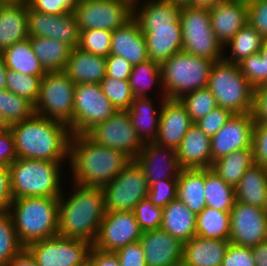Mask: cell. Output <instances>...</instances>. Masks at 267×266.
I'll use <instances>...</instances> for the list:
<instances>
[{
	"label": "cell",
	"instance_id": "cell-1",
	"mask_svg": "<svg viewBox=\"0 0 267 266\" xmlns=\"http://www.w3.org/2000/svg\"><path fill=\"white\" fill-rule=\"evenodd\" d=\"M18 158L62 162L69 157V126L34 114L10 128Z\"/></svg>",
	"mask_w": 267,
	"mask_h": 266
},
{
	"label": "cell",
	"instance_id": "cell-2",
	"mask_svg": "<svg viewBox=\"0 0 267 266\" xmlns=\"http://www.w3.org/2000/svg\"><path fill=\"white\" fill-rule=\"evenodd\" d=\"M68 158L77 185L101 188L131 161L122 151L98 145L86 135L77 134H71Z\"/></svg>",
	"mask_w": 267,
	"mask_h": 266
},
{
	"label": "cell",
	"instance_id": "cell-3",
	"mask_svg": "<svg viewBox=\"0 0 267 266\" xmlns=\"http://www.w3.org/2000/svg\"><path fill=\"white\" fill-rule=\"evenodd\" d=\"M75 184L74 194L64 200L59 197L58 235L94 243L106 213L101 187Z\"/></svg>",
	"mask_w": 267,
	"mask_h": 266
},
{
	"label": "cell",
	"instance_id": "cell-4",
	"mask_svg": "<svg viewBox=\"0 0 267 266\" xmlns=\"http://www.w3.org/2000/svg\"><path fill=\"white\" fill-rule=\"evenodd\" d=\"M16 235L26 248L33 242L58 235L59 198L24 197L9 207Z\"/></svg>",
	"mask_w": 267,
	"mask_h": 266
},
{
	"label": "cell",
	"instance_id": "cell-5",
	"mask_svg": "<svg viewBox=\"0 0 267 266\" xmlns=\"http://www.w3.org/2000/svg\"><path fill=\"white\" fill-rule=\"evenodd\" d=\"M60 162L17 158L10 166L13 199L24 197H57L60 186Z\"/></svg>",
	"mask_w": 267,
	"mask_h": 266
},
{
	"label": "cell",
	"instance_id": "cell-6",
	"mask_svg": "<svg viewBox=\"0 0 267 266\" xmlns=\"http://www.w3.org/2000/svg\"><path fill=\"white\" fill-rule=\"evenodd\" d=\"M215 62L180 51L160 64L162 82L167 99H179L184 94L207 87Z\"/></svg>",
	"mask_w": 267,
	"mask_h": 266
},
{
	"label": "cell",
	"instance_id": "cell-7",
	"mask_svg": "<svg viewBox=\"0 0 267 266\" xmlns=\"http://www.w3.org/2000/svg\"><path fill=\"white\" fill-rule=\"evenodd\" d=\"M207 88L214 95L217 105L233 114L253 112L254 87L241 73L238 64L224 59L213 64Z\"/></svg>",
	"mask_w": 267,
	"mask_h": 266
},
{
	"label": "cell",
	"instance_id": "cell-8",
	"mask_svg": "<svg viewBox=\"0 0 267 266\" xmlns=\"http://www.w3.org/2000/svg\"><path fill=\"white\" fill-rule=\"evenodd\" d=\"M179 19L182 31V51L212 60H223V45L211 27L208 8L181 5Z\"/></svg>",
	"mask_w": 267,
	"mask_h": 266
},
{
	"label": "cell",
	"instance_id": "cell-9",
	"mask_svg": "<svg viewBox=\"0 0 267 266\" xmlns=\"http://www.w3.org/2000/svg\"><path fill=\"white\" fill-rule=\"evenodd\" d=\"M75 87L64 71L46 72L41 78L35 114L70 126L73 123Z\"/></svg>",
	"mask_w": 267,
	"mask_h": 266
},
{
	"label": "cell",
	"instance_id": "cell-10",
	"mask_svg": "<svg viewBox=\"0 0 267 266\" xmlns=\"http://www.w3.org/2000/svg\"><path fill=\"white\" fill-rule=\"evenodd\" d=\"M117 109L104 95L100 84H76L71 134L85 135L94 126L108 120Z\"/></svg>",
	"mask_w": 267,
	"mask_h": 266
},
{
	"label": "cell",
	"instance_id": "cell-11",
	"mask_svg": "<svg viewBox=\"0 0 267 266\" xmlns=\"http://www.w3.org/2000/svg\"><path fill=\"white\" fill-rule=\"evenodd\" d=\"M102 190L106 211H133L142 199L147 198L149 185L141 167L131 160Z\"/></svg>",
	"mask_w": 267,
	"mask_h": 266
},
{
	"label": "cell",
	"instance_id": "cell-12",
	"mask_svg": "<svg viewBox=\"0 0 267 266\" xmlns=\"http://www.w3.org/2000/svg\"><path fill=\"white\" fill-rule=\"evenodd\" d=\"M93 244L82 239L54 236L31 243L26 249L38 266H84Z\"/></svg>",
	"mask_w": 267,
	"mask_h": 266
},
{
	"label": "cell",
	"instance_id": "cell-13",
	"mask_svg": "<svg viewBox=\"0 0 267 266\" xmlns=\"http://www.w3.org/2000/svg\"><path fill=\"white\" fill-rule=\"evenodd\" d=\"M74 15L80 31H114L133 18V4L127 0H84L78 3Z\"/></svg>",
	"mask_w": 267,
	"mask_h": 266
},
{
	"label": "cell",
	"instance_id": "cell-14",
	"mask_svg": "<svg viewBox=\"0 0 267 266\" xmlns=\"http://www.w3.org/2000/svg\"><path fill=\"white\" fill-rule=\"evenodd\" d=\"M85 135L98 145L122 151L131 160L139 155L144 145L127 111L117 110L108 120L94 126Z\"/></svg>",
	"mask_w": 267,
	"mask_h": 266
},
{
	"label": "cell",
	"instance_id": "cell-15",
	"mask_svg": "<svg viewBox=\"0 0 267 266\" xmlns=\"http://www.w3.org/2000/svg\"><path fill=\"white\" fill-rule=\"evenodd\" d=\"M134 211H106L93 247L104 252H116L127 244L140 241Z\"/></svg>",
	"mask_w": 267,
	"mask_h": 266
},
{
	"label": "cell",
	"instance_id": "cell-16",
	"mask_svg": "<svg viewBox=\"0 0 267 266\" xmlns=\"http://www.w3.org/2000/svg\"><path fill=\"white\" fill-rule=\"evenodd\" d=\"M267 240V209L235 201L230 211L229 242L253 247Z\"/></svg>",
	"mask_w": 267,
	"mask_h": 266
},
{
	"label": "cell",
	"instance_id": "cell-17",
	"mask_svg": "<svg viewBox=\"0 0 267 266\" xmlns=\"http://www.w3.org/2000/svg\"><path fill=\"white\" fill-rule=\"evenodd\" d=\"M28 35L56 39L74 49L78 47L80 29L74 12L50 15L28 5Z\"/></svg>",
	"mask_w": 267,
	"mask_h": 266
},
{
	"label": "cell",
	"instance_id": "cell-18",
	"mask_svg": "<svg viewBox=\"0 0 267 266\" xmlns=\"http://www.w3.org/2000/svg\"><path fill=\"white\" fill-rule=\"evenodd\" d=\"M253 113L233 114L227 123L211 137L212 162L234 151L252 148Z\"/></svg>",
	"mask_w": 267,
	"mask_h": 266
},
{
	"label": "cell",
	"instance_id": "cell-19",
	"mask_svg": "<svg viewBox=\"0 0 267 266\" xmlns=\"http://www.w3.org/2000/svg\"><path fill=\"white\" fill-rule=\"evenodd\" d=\"M134 160L143 170L149 186L161 180H177L182 170L176 150L154 141L145 142Z\"/></svg>",
	"mask_w": 267,
	"mask_h": 266
},
{
	"label": "cell",
	"instance_id": "cell-20",
	"mask_svg": "<svg viewBox=\"0 0 267 266\" xmlns=\"http://www.w3.org/2000/svg\"><path fill=\"white\" fill-rule=\"evenodd\" d=\"M162 99L159 129L154 142L177 150L194 123L179 99Z\"/></svg>",
	"mask_w": 267,
	"mask_h": 266
},
{
	"label": "cell",
	"instance_id": "cell-21",
	"mask_svg": "<svg viewBox=\"0 0 267 266\" xmlns=\"http://www.w3.org/2000/svg\"><path fill=\"white\" fill-rule=\"evenodd\" d=\"M140 243L147 266H177L182 264L184 243L158 229L144 231Z\"/></svg>",
	"mask_w": 267,
	"mask_h": 266
},
{
	"label": "cell",
	"instance_id": "cell-22",
	"mask_svg": "<svg viewBox=\"0 0 267 266\" xmlns=\"http://www.w3.org/2000/svg\"><path fill=\"white\" fill-rule=\"evenodd\" d=\"M209 11L212 30L223 47L248 24L247 0H223Z\"/></svg>",
	"mask_w": 267,
	"mask_h": 266
},
{
	"label": "cell",
	"instance_id": "cell-23",
	"mask_svg": "<svg viewBox=\"0 0 267 266\" xmlns=\"http://www.w3.org/2000/svg\"><path fill=\"white\" fill-rule=\"evenodd\" d=\"M142 30L150 60L159 64L182 51L181 22L171 24L139 25Z\"/></svg>",
	"mask_w": 267,
	"mask_h": 266
},
{
	"label": "cell",
	"instance_id": "cell-24",
	"mask_svg": "<svg viewBox=\"0 0 267 266\" xmlns=\"http://www.w3.org/2000/svg\"><path fill=\"white\" fill-rule=\"evenodd\" d=\"M28 35V3L26 0H9L0 6V52L24 41Z\"/></svg>",
	"mask_w": 267,
	"mask_h": 266
},
{
	"label": "cell",
	"instance_id": "cell-25",
	"mask_svg": "<svg viewBox=\"0 0 267 266\" xmlns=\"http://www.w3.org/2000/svg\"><path fill=\"white\" fill-rule=\"evenodd\" d=\"M110 54L125 58L133 66L149 60L144 34L134 18L112 32Z\"/></svg>",
	"mask_w": 267,
	"mask_h": 266
},
{
	"label": "cell",
	"instance_id": "cell-26",
	"mask_svg": "<svg viewBox=\"0 0 267 266\" xmlns=\"http://www.w3.org/2000/svg\"><path fill=\"white\" fill-rule=\"evenodd\" d=\"M182 169H208L211 160V137L193 124L183 137L176 150Z\"/></svg>",
	"mask_w": 267,
	"mask_h": 266
},
{
	"label": "cell",
	"instance_id": "cell-27",
	"mask_svg": "<svg viewBox=\"0 0 267 266\" xmlns=\"http://www.w3.org/2000/svg\"><path fill=\"white\" fill-rule=\"evenodd\" d=\"M64 72L75 84H100L106 76V57L71 49Z\"/></svg>",
	"mask_w": 267,
	"mask_h": 266
},
{
	"label": "cell",
	"instance_id": "cell-28",
	"mask_svg": "<svg viewBox=\"0 0 267 266\" xmlns=\"http://www.w3.org/2000/svg\"><path fill=\"white\" fill-rule=\"evenodd\" d=\"M229 240L194 236L184 242L182 264L185 266H221Z\"/></svg>",
	"mask_w": 267,
	"mask_h": 266
},
{
	"label": "cell",
	"instance_id": "cell-29",
	"mask_svg": "<svg viewBox=\"0 0 267 266\" xmlns=\"http://www.w3.org/2000/svg\"><path fill=\"white\" fill-rule=\"evenodd\" d=\"M235 199L267 209V167L254 163L235 186Z\"/></svg>",
	"mask_w": 267,
	"mask_h": 266
},
{
	"label": "cell",
	"instance_id": "cell-30",
	"mask_svg": "<svg viewBox=\"0 0 267 266\" xmlns=\"http://www.w3.org/2000/svg\"><path fill=\"white\" fill-rule=\"evenodd\" d=\"M197 215L179 199H174L163 208L160 229L183 243L196 236Z\"/></svg>",
	"mask_w": 267,
	"mask_h": 266
},
{
	"label": "cell",
	"instance_id": "cell-31",
	"mask_svg": "<svg viewBox=\"0 0 267 266\" xmlns=\"http://www.w3.org/2000/svg\"><path fill=\"white\" fill-rule=\"evenodd\" d=\"M205 169H182L177 178V199L196 215L206 207Z\"/></svg>",
	"mask_w": 267,
	"mask_h": 266
},
{
	"label": "cell",
	"instance_id": "cell-32",
	"mask_svg": "<svg viewBox=\"0 0 267 266\" xmlns=\"http://www.w3.org/2000/svg\"><path fill=\"white\" fill-rule=\"evenodd\" d=\"M152 102L149 97L134 98L127 110L132 126L143 143L147 140L153 142L158 134L161 109L157 112Z\"/></svg>",
	"mask_w": 267,
	"mask_h": 266
},
{
	"label": "cell",
	"instance_id": "cell-33",
	"mask_svg": "<svg viewBox=\"0 0 267 266\" xmlns=\"http://www.w3.org/2000/svg\"><path fill=\"white\" fill-rule=\"evenodd\" d=\"M33 52L45 72L64 71L71 52V47L56 39L33 36L29 37Z\"/></svg>",
	"mask_w": 267,
	"mask_h": 266
},
{
	"label": "cell",
	"instance_id": "cell-34",
	"mask_svg": "<svg viewBox=\"0 0 267 266\" xmlns=\"http://www.w3.org/2000/svg\"><path fill=\"white\" fill-rule=\"evenodd\" d=\"M5 66L12 71L30 76H44L45 70L33 52L29 38L2 51Z\"/></svg>",
	"mask_w": 267,
	"mask_h": 266
},
{
	"label": "cell",
	"instance_id": "cell-35",
	"mask_svg": "<svg viewBox=\"0 0 267 266\" xmlns=\"http://www.w3.org/2000/svg\"><path fill=\"white\" fill-rule=\"evenodd\" d=\"M254 163L252 148H246L217 159L211 169L226 183L235 187Z\"/></svg>",
	"mask_w": 267,
	"mask_h": 266
},
{
	"label": "cell",
	"instance_id": "cell-36",
	"mask_svg": "<svg viewBox=\"0 0 267 266\" xmlns=\"http://www.w3.org/2000/svg\"><path fill=\"white\" fill-rule=\"evenodd\" d=\"M181 4L167 0H151L144 3L140 10L133 6V18L138 25L171 24L179 18ZM136 10V11H135Z\"/></svg>",
	"mask_w": 267,
	"mask_h": 266
},
{
	"label": "cell",
	"instance_id": "cell-37",
	"mask_svg": "<svg viewBox=\"0 0 267 266\" xmlns=\"http://www.w3.org/2000/svg\"><path fill=\"white\" fill-rule=\"evenodd\" d=\"M196 235L218 240H229L230 212L206 207L197 214Z\"/></svg>",
	"mask_w": 267,
	"mask_h": 266
},
{
	"label": "cell",
	"instance_id": "cell-38",
	"mask_svg": "<svg viewBox=\"0 0 267 266\" xmlns=\"http://www.w3.org/2000/svg\"><path fill=\"white\" fill-rule=\"evenodd\" d=\"M205 198L208 207L230 212L236 201L235 187L226 183L211 168L205 169Z\"/></svg>",
	"mask_w": 267,
	"mask_h": 266
},
{
	"label": "cell",
	"instance_id": "cell-39",
	"mask_svg": "<svg viewBox=\"0 0 267 266\" xmlns=\"http://www.w3.org/2000/svg\"><path fill=\"white\" fill-rule=\"evenodd\" d=\"M264 37L258 33L253 27L247 24L227 43L224 47L230 46L232 49V57L227 56L223 59L229 63L238 64L244 58L251 54L260 52Z\"/></svg>",
	"mask_w": 267,
	"mask_h": 266
},
{
	"label": "cell",
	"instance_id": "cell-40",
	"mask_svg": "<svg viewBox=\"0 0 267 266\" xmlns=\"http://www.w3.org/2000/svg\"><path fill=\"white\" fill-rule=\"evenodd\" d=\"M128 81L134 98L149 97L147 90L154 83L162 82L160 64L149 59L133 66Z\"/></svg>",
	"mask_w": 267,
	"mask_h": 266
},
{
	"label": "cell",
	"instance_id": "cell-41",
	"mask_svg": "<svg viewBox=\"0 0 267 266\" xmlns=\"http://www.w3.org/2000/svg\"><path fill=\"white\" fill-rule=\"evenodd\" d=\"M0 112L10 123L21 122L35 114L34 104L7 89L0 90Z\"/></svg>",
	"mask_w": 267,
	"mask_h": 266
},
{
	"label": "cell",
	"instance_id": "cell-42",
	"mask_svg": "<svg viewBox=\"0 0 267 266\" xmlns=\"http://www.w3.org/2000/svg\"><path fill=\"white\" fill-rule=\"evenodd\" d=\"M24 248L16 235L10 213L0 212V266H6Z\"/></svg>",
	"mask_w": 267,
	"mask_h": 266
},
{
	"label": "cell",
	"instance_id": "cell-43",
	"mask_svg": "<svg viewBox=\"0 0 267 266\" xmlns=\"http://www.w3.org/2000/svg\"><path fill=\"white\" fill-rule=\"evenodd\" d=\"M238 65L241 73L254 88L267 84V38H264L260 52L244 58Z\"/></svg>",
	"mask_w": 267,
	"mask_h": 266
},
{
	"label": "cell",
	"instance_id": "cell-44",
	"mask_svg": "<svg viewBox=\"0 0 267 266\" xmlns=\"http://www.w3.org/2000/svg\"><path fill=\"white\" fill-rule=\"evenodd\" d=\"M179 101L185 106L193 123L218 106L214 95L207 87L186 93L179 98Z\"/></svg>",
	"mask_w": 267,
	"mask_h": 266
},
{
	"label": "cell",
	"instance_id": "cell-45",
	"mask_svg": "<svg viewBox=\"0 0 267 266\" xmlns=\"http://www.w3.org/2000/svg\"><path fill=\"white\" fill-rule=\"evenodd\" d=\"M42 77L43 76H30L7 69L6 89L20 97L27 98L35 105L39 96Z\"/></svg>",
	"mask_w": 267,
	"mask_h": 266
},
{
	"label": "cell",
	"instance_id": "cell-46",
	"mask_svg": "<svg viewBox=\"0 0 267 266\" xmlns=\"http://www.w3.org/2000/svg\"><path fill=\"white\" fill-rule=\"evenodd\" d=\"M101 89L113 106L119 111H127L134 99L128 80L105 76L101 80Z\"/></svg>",
	"mask_w": 267,
	"mask_h": 266
},
{
	"label": "cell",
	"instance_id": "cell-47",
	"mask_svg": "<svg viewBox=\"0 0 267 266\" xmlns=\"http://www.w3.org/2000/svg\"><path fill=\"white\" fill-rule=\"evenodd\" d=\"M112 32L102 29L80 31L78 48L94 55L107 57L110 54Z\"/></svg>",
	"mask_w": 267,
	"mask_h": 266
},
{
	"label": "cell",
	"instance_id": "cell-48",
	"mask_svg": "<svg viewBox=\"0 0 267 266\" xmlns=\"http://www.w3.org/2000/svg\"><path fill=\"white\" fill-rule=\"evenodd\" d=\"M133 211L142 232L160 229L163 218V208L155 206L148 197L142 199L135 206Z\"/></svg>",
	"mask_w": 267,
	"mask_h": 266
},
{
	"label": "cell",
	"instance_id": "cell-49",
	"mask_svg": "<svg viewBox=\"0 0 267 266\" xmlns=\"http://www.w3.org/2000/svg\"><path fill=\"white\" fill-rule=\"evenodd\" d=\"M148 199L157 207L164 208L177 198V180H161L149 186Z\"/></svg>",
	"mask_w": 267,
	"mask_h": 266
},
{
	"label": "cell",
	"instance_id": "cell-50",
	"mask_svg": "<svg viewBox=\"0 0 267 266\" xmlns=\"http://www.w3.org/2000/svg\"><path fill=\"white\" fill-rule=\"evenodd\" d=\"M233 113L225 108L217 106L208 115L196 121L198 126L209 137L214 136L231 118Z\"/></svg>",
	"mask_w": 267,
	"mask_h": 266
},
{
	"label": "cell",
	"instance_id": "cell-51",
	"mask_svg": "<svg viewBox=\"0 0 267 266\" xmlns=\"http://www.w3.org/2000/svg\"><path fill=\"white\" fill-rule=\"evenodd\" d=\"M35 11L50 14L63 15L74 12L79 0H26Z\"/></svg>",
	"mask_w": 267,
	"mask_h": 266
},
{
	"label": "cell",
	"instance_id": "cell-52",
	"mask_svg": "<svg viewBox=\"0 0 267 266\" xmlns=\"http://www.w3.org/2000/svg\"><path fill=\"white\" fill-rule=\"evenodd\" d=\"M248 24L267 38V0H247Z\"/></svg>",
	"mask_w": 267,
	"mask_h": 266
},
{
	"label": "cell",
	"instance_id": "cell-53",
	"mask_svg": "<svg viewBox=\"0 0 267 266\" xmlns=\"http://www.w3.org/2000/svg\"><path fill=\"white\" fill-rule=\"evenodd\" d=\"M251 147L254 162L267 167V123L255 122Z\"/></svg>",
	"mask_w": 267,
	"mask_h": 266
},
{
	"label": "cell",
	"instance_id": "cell-54",
	"mask_svg": "<svg viewBox=\"0 0 267 266\" xmlns=\"http://www.w3.org/2000/svg\"><path fill=\"white\" fill-rule=\"evenodd\" d=\"M221 266H256L251 247L234 245L229 242Z\"/></svg>",
	"mask_w": 267,
	"mask_h": 266
},
{
	"label": "cell",
	"instance_id": "cell-55",
	"mask_svg": "<svg viewBox=\"0 0 267 266\" xmlns=\"http://www.w3.org/2000/svg\"><path fill=\"white\" fill-rule=\"evenodd\" d=\"M114 253L119 260L120 266H147L140 241L127 244Z\"/></svg>",
	"mask_w": 267,
	"mask_h": 266
},
{
	"label": "cell",
	"instance_id": "cell-56",
	"mask_svg": "<svg viewBox=\"0 0 267 266\" xmlns=\"http://www.w3.org/2000/svg\"><path fill=\"white\" fill-rule=\"evenodd\" d=\"M133 65L125 58L109 54L106 57V75L120 80H128L132 72Z\"/></svg>",
	"mask_w": 267,
	"mask_h": 266
},
{
	"label": "cell",
	"instance_id": "cell-57",
	"mask_svg": "<svg viewBox=\"0 0 267 266\" xmlns=\"http://www.w3.org/2000/svg\"><path fill=\"white\" fill-rule=\"evenodd\" d=\"M11 130L0 133V166H10L17 159Z\"/></svg>",
	"mask_w": 267,
	"mask_h": 266
},
{
	"label": "cell",
	"instance_id": "cell-58",
	"mask_svg": "<svg viewBox=\"0 0 267 266\" xmlns=\"http://www.w3.org/2000/svg\"><path fill=\"white\" fill-rule=\"evenodd\" d=\"M254 120L260 123H267V84L254 88Z\"/></svg>",
	"mask_w": 267,
	"mask_h": 266
},
{
	"label": "cell",
	"instance_id": "cell-59",
	"mask_svg": "<svg viewBox=\"0 0 267 266\" xmlns=\"http://www.w3.org/2000/svg\"><path fill=\"white\" fill-rule=\"evenodd\" d=\"M12 200L9 167L0 166V212H7Z\"/></svg>",
	"mask_w": 267,
	"mask_h": 266
},
{
	"label": "cell",
	"instance_id": "cell-60",
	"mask_svg": "<svg viewBox=\"0 0 267 266\" xmlns=\"http://www.w3.org/2000/svg\"><path fill=\"white\" fill-rule=\"evenodd\" d=\"M88 264L90 266H120L119 260L114 252H104L91 248Z\"/></svg>",
	"mask_w": 267,
	"mask_h": 266
},
{
	"label": "cell",
	"instance_id": "cell-61",
	"mask_svg": "<svg viewBox=\"0 0 267 266\" xmlns=\"http://www.w3.org/2000/svg\"><path fill=\"white\" fill-rule=\"evenodd\" d=\"M6 266H38L32 254L24 248L18 255H15Z\"/></svg>",
	"mask_w": 267,
	"mask_h": 266
},
{
	"label": "cell",
	"instance_id": "cell-62",
	"mask_svg": "<svg viewBox=\"0 0 267 266\" xmlns=\"http://www.w3.org/2000/svg\"><path fill=\"white\" fill-rule=\"evenodd\" d=\"M256 266H267V240L251 247Z\"/></svg>",
	"mask_w": 267,
	"mask_h": 266
},
{
	"label": "cell",
	"instance_id": "cell-63",
	"mask_svg": "<svg viewBox=\"0 0 267 266\" xmlns=\"http://www.w3.org/2000/svg\"><path fill=\"white\" fill-rule=\"evenodd\" d=\"M221 1L223 0H188L184 5L210 9Z\"/></svg>",
	"mask_w": 267,
	"mask_h": 266
},
{
	"label": "cell",
	"instance_id": "cell-64",
	"mask_svg": "<svg viewBox=\"0 0 267 266\" xmlns=\"http://www.w3.org/2000/svg\"><path fill=\"white\" fill-rule=\"evenodd\" d=\"M6 71L7 67L2 52H0V90L6 89Z\"/></svg>",
	"mask_w": 267,
	"mask_h": 266
},
{
	"label": "cell",
	"instance_id": "cell-65",
	"mask_svg": "<svg viewBox=\"0 0 267 266\" xmlns=\"http://www.w3.org/2000/svg\"><path fill=\"white\" fill-rule=\"evenodd\" d=\"M11 128L10 123L6 120V118L0 112V133H4L9 131Z\"/></svg>",
	"mask_w": 267,
	"mask_h": 266
},
{
	"label": "cell",
	"instance_id": "cell-66",
	"mask_svg": "<svg viewBox=\"0 0 267 266\" xmlns=\"http://www.w3.org/2000/svg\"><path fill=\"white\" fill-rule=\"evenodd\" d=\"M167 1L176 2L178 4L184 5L188 0H167Z\"/></svg>",
	"mask_w": 267,
	"mask_h": 266
},
{
	"label": "cell",
	"instance_id": "cell-67",
	"mask_svg": "<svg viewBox=\"0 0 267 266\" xmlns=\"http://www.w3.org/2000/svg\"><path fill=\"white\" fill-rule=\"evenodd\" d=\"M127 1L131 2V3L133 4V6H136V4H138L137 2H138L139 0H127Z\"/></svg>",
	"mask_w": 267,
	"mask_h": 266
},
{
	"label": "cell",
	"instance_id": "cell-68",
	"mask_svg": "<svg viewBox=\"0 0 267 266\" xmlns=\"http://www.w3.org/2000/svg\"><path fill=\"white\" fill-rule=\"evenodd\" d=\"M7 1H9V0H0V2H7Z\"/></svg>",
	"mask_w": 267,
	"mask_h": 266
}]
</instances>
